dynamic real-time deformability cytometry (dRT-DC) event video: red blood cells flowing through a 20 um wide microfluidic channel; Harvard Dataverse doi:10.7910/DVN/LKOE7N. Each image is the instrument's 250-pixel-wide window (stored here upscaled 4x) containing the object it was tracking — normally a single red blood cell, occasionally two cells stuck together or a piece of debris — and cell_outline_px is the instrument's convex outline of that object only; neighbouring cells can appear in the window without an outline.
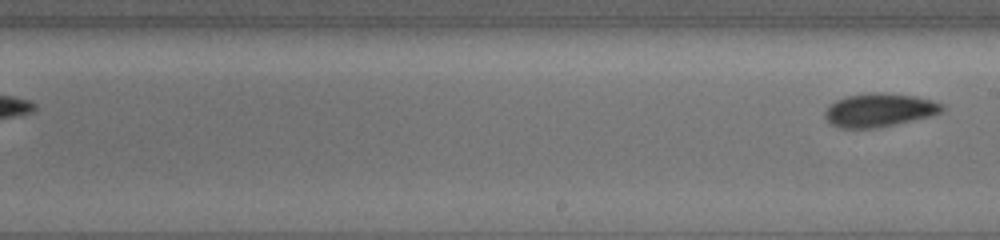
{"species": "common noctule bat (a hibernating species)", "species_latin": "Nyctalus noctula", "temperature_condition": "cold", "stored_images_in_passage": 15, "segment_of_instrument_passage": [2, 2], "camera_frame_rate_fps": 3000, "um_per_image_px": 0.085, "animal": {"sex": "female", "body_mass_g": 19.5, "forearm_length_mm": 54.1}, "frame": {"image": 1, "passage_image": 15, "time_ms": 8.0, "image_size_px": [1000, 240], "cell_outline_px": [[944, 108], [940, 112], [932, 116], [876, 128], [840, 128], [832, 124], [824, 116], [824, 112], [836, 100], [844, 96], [868, 92], [884, 92], [916, 96], [932, 100], [944, 104]], "centroid_in_image_um": [74.75, 9.34], "position_along_channel_um": 214.2, "area_um2": 22.95}}